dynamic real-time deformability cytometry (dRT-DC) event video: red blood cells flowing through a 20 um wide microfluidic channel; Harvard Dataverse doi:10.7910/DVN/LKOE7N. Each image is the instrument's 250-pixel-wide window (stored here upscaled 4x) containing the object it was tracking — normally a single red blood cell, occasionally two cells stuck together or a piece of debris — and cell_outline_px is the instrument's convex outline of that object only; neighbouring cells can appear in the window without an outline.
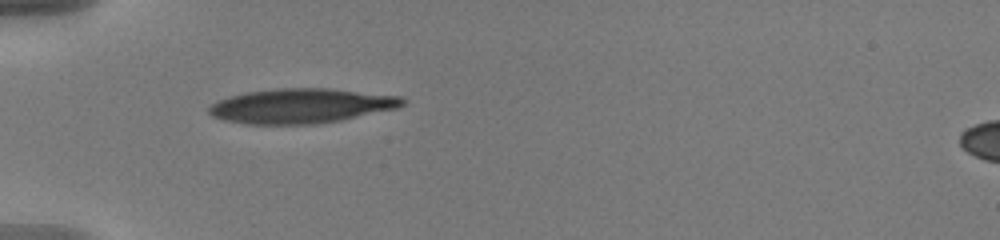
{"species": "human", "species_latin": "Homo sapiens", "temperature_condition": "warm", "stored_images_in_passage": 39, "camera_frame_rate_fps": 3000, "um_per_image_px": 0.085, "donor": {"sex": "male"}, "frame": {"image": 1, "passage_image": 1, "time_ms": 0.0, "image_size_px": [1000, 240], "cell_outline_px": [[404, 100], [400, 104], [388, 108], [332, 120], [236, 120], [220, 116], [212, 112], [212, 108], [216, 104], [224, 100], [236, 96], [256, 92], [348, 92], [388, 96]], "centroid_in_image_um": [25.62, 8.98], "position_along_channel_um": 59.4, "area_um2": 31.04}}
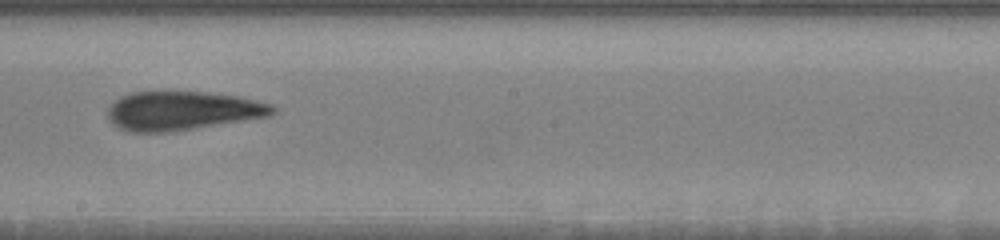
{"frame": {"image": 2, "passage_image": 16, "time_ms": 5.0, "image_size_px": [1000, 240], "cell_outline_px": [[272, 108], [268, 112], [256, 116], [172, 128], [132, 128], [120, 124], [112, 116], [112, 108], [120, 100], [128, 96], [140, 92], [188, 92], [220, 96], [244, 100], [264, 104]], "centroid_in_image_um": [15.42, 9.32], "position_along_channel_um": 232.8, "area_um2": 30.63}}
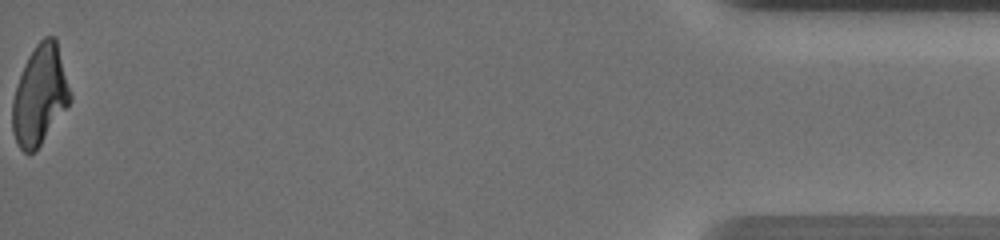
{"frame": {"image": 3, "passage_image": 39, "time_ms": 12.667, "image_size_px": [1000, 240], "cell_outline_px": [[68, 104], [40, 144], [32, 152], [24, 152], [20, 148], [16, 140], [12, 128], [12, 104], [16, 88], [20, 76], [32, 52], [40, 40], [44, 36], [52, 36], [56, 40], [68, 88]], "centroid_in_image_um": [3.34, 8.11], "position_along_channel_um": 431.9, "area_um2": 31.62}, "authors_computed_cell_mechanics": {"area_um2": 31.6166, "velocity_mm_per_s": 3.6487, "shape_relaxation_time_tau1_ms": 10.965, "shape_relaxation_time_tau2_ms": 3.6373, "deformation_change_tau1": 0.3194, "deformation_change_tau2": 0.1395}}